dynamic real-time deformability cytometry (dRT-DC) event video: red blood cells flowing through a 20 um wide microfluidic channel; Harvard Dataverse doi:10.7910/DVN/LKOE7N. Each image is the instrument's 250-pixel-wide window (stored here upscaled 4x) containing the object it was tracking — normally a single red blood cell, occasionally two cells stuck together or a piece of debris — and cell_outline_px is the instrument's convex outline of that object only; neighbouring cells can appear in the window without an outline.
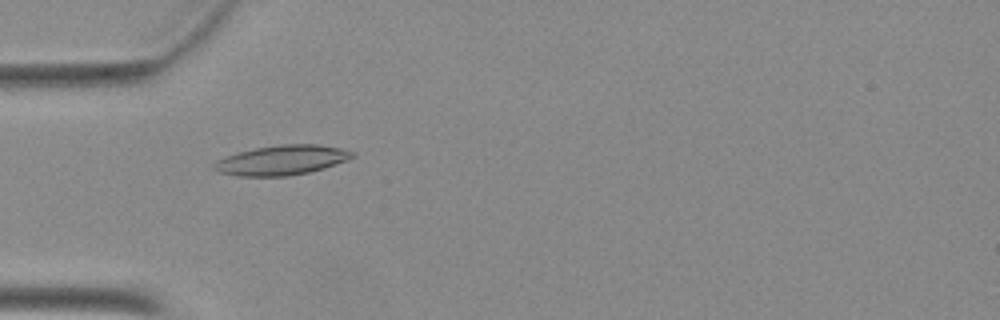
{"species": "Egyptian fruit bat (a non-hibernating species)", "species_latin": "Rousettus aegyptiacus", "temperature_condition": "warm", "stored_images_in_passage": 14, "camera_frame_rate_fps": 3000, "um_per_image_px": 0.085, "animal": {"sex": "female"}, "frame": {"image": 1, "passage_image": 2, "time_ms": 0.333, "image_size_px": [1000, 320], "cell_outline_px": [[356, 156], [348, 160], [324, 168], [308, 172], [288, 176], [236, 176], [216, 172], [212, 168], [212, 164], [216, 160], [240, 152], [256, 148], [280, 144], [320, 144], [340, 148], [356, 152]], "centroid_in_image_um": [23.96, 13.61], "position_along_channel_um": 61.0, "area_um2": 24.1}}
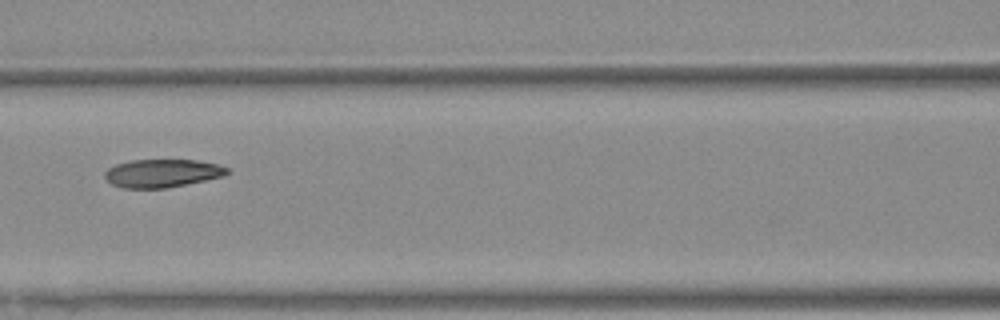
{"frame": {"image": 2, "passage_image": 9, "time_ms": 2.667, "image_size_px": [1000, 320], "cell_outline_px": [[228, 172], [224, 176], [168, 188], [120, 188], [112, 184], [104, 176], [104, 172], [108, 168], [116, 164], [132, 160], [196, 160], [216, 164], [228, 168]], "centroid_in_image_um": [13.76, 14.73], "position_along_channel_um": 152.8, "area_um2": 20.0}}
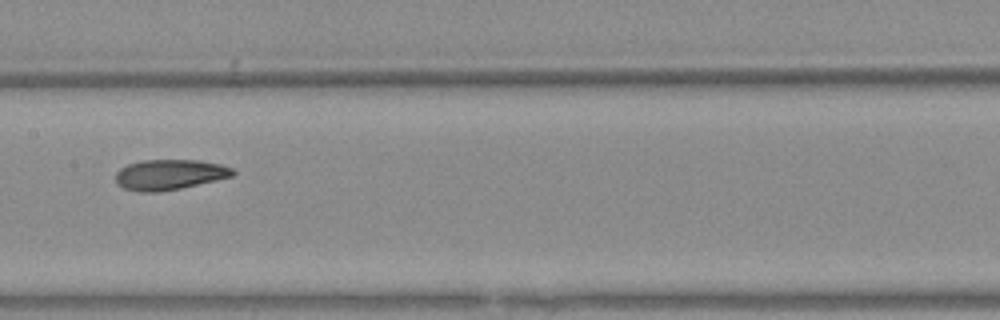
{"frame": {"image": 3, "passage_image": 12, "time_ms": 3.667, "image_size_px": [1000, 320], "cell_outline_px": [[236, 172], [232, 176], [216, 180], [180, 188], [160, 192], [140, 192], [124, 188], [116, 184], [116, 172], [120, 168], [128, 164], [140, 160], [200, 160], [220, 164], [232, 168]], "centroid_in_image_um": [14.38, 14.84], "position_along_channel_um": 193.0, "area_um2": 20.75}}